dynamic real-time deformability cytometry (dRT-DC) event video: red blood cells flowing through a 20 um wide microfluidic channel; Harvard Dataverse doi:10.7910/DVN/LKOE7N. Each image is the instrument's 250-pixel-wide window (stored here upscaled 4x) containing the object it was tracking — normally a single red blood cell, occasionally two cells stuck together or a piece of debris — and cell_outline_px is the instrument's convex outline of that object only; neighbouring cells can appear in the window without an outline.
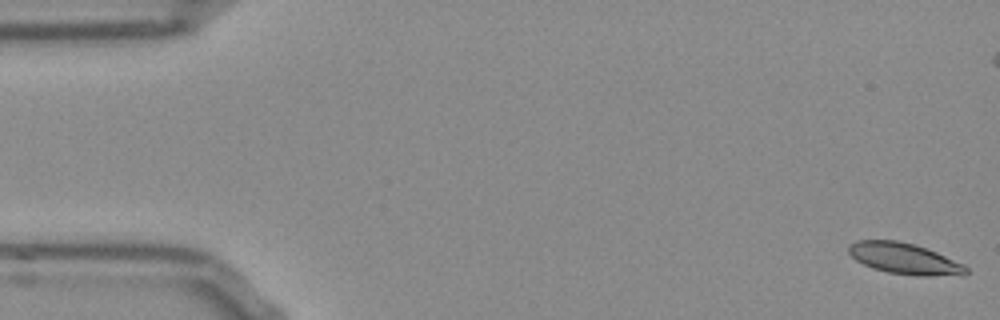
{"species": "Egyptian fruit bat (a non-hibernating species)", "species_latin": "Rousettus aegyptiacus", "temperature_condition": "room temperature", "stored_images_in_passage": 14, "camera_frame_rate_fps": 3000, "um_per_image_px": 0.085, "frame": {"image": 1, "passage_image": 1, "time_ms": 0.0, "image_size_px": [1000, 320], "cell_outline_px": [[968, 272], [964, 276], [916, 276], [888, 272], [872, 268], [856, 260], [848, 252], [848, 244], [856, 240], [896, 240], [916, 244], [936, 252], [964, 264], [968, 268]], "centroid_in_image_um": [76.9, 21.99], "position_along_channel_um": 8.1, "area_um2": 21.56}}